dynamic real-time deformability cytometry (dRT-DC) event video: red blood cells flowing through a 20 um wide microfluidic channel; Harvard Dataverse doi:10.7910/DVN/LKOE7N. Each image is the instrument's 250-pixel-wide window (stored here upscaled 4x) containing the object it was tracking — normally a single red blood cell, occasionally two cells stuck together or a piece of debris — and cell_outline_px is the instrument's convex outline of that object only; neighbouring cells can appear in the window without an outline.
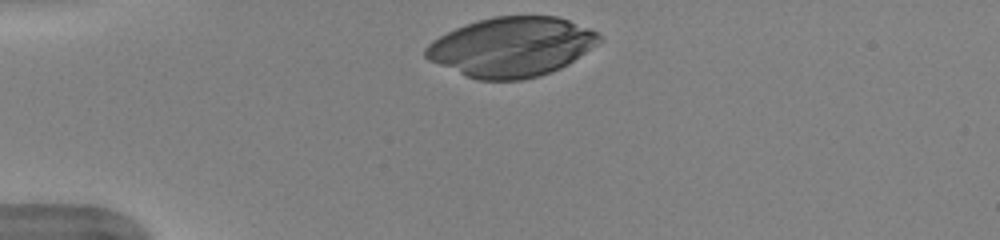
{"species": "human", "species_latin": "Homo sapiens", "temperature_condition": "warm", "stored_images_in_passage": 31, "camera_frame_rate_fps": 3000, "um_per_image_px": 0.085, "donor": {"sex": "female"}, "frame": {"image": 1, "passage_image": 1, "time_ms": 0.0, "image_size_px": [1000, 240], "cell_outline_px": [[604, 40], [568, 64], [552, 72], [540, 76], [520, 80], [476, 80], [428, 60], [424, 56], [424, 48], [432, 40], [456, 28], [476, 20], [492, 16], [556, 16], [568, 20], [600, 32], [604, 36]], "centroid_in_image_um": [43.51, 3.98], "position_along_channel_um": 41.5, "area_um2": 60.52}}